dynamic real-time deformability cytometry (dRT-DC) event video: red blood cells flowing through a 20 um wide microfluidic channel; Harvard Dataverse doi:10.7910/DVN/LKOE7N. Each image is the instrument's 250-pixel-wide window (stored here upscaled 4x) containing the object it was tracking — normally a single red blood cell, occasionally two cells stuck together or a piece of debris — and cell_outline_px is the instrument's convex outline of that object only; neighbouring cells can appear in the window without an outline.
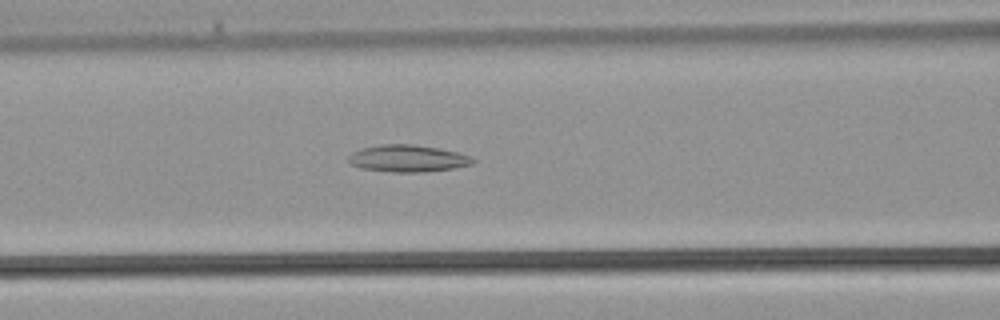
{"species": "common noctule bat (a hibernating species)", "species_latin": "Nyctalus noctula", "temperature_condition": "warm", "stored_images_in_passage": 28, "camera_frame_rate_fps": 3000, "um_per_image_px": 0.085, "animal": {"sex": "male", "body_mass_g": 21.5, "forearm_length_mm": 52.0}, "frame": {"image": 1, "passage_image": 10, "time_ms": 3.0, "image_size_px": [1000, 320], "cell_outline_px": [[476, 160], [472, 164], [452, 168], [424, 172], [392, 172], [360, 168], [348, 164], [348, 156], [352, 152], [364, 148], [380, 144], [412, 144], [440, 148], [472, 156]], "centroid_in_image_um": [34.64, 13.47], "position_along_channel_um": 132.0, "area_um2": 19.65}}
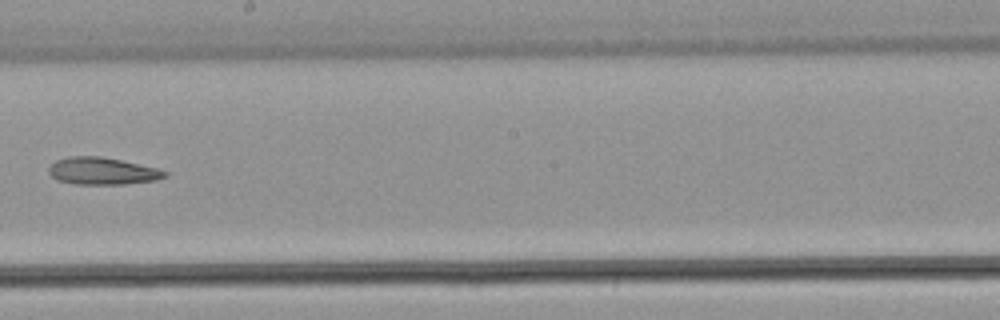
{"frame": {"image": 2, "passage_image": 16, "time_ms": 5.0, "image_size_px": [1000, 320], "cell_outline_px": [[168, 176], [156, 180], [124, 184], [72, 184], [56, 180], [48, 172], [48, 168], [56, 160], [68, 156], [100, 156], [120, 160], [156, 168], [168, 172]], "centroid_in_image_um": [8.67, 14.54], "position_along_channel_um": 239.5, "area_um2": 18.38}}
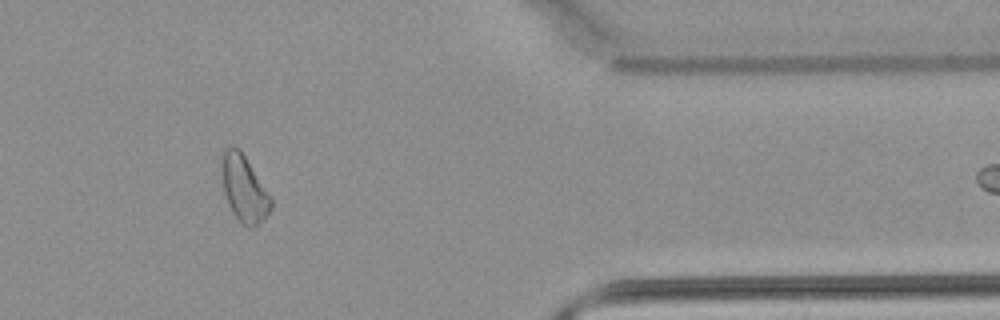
{"frame": {"image": 3, "passage_image": 26, "time_ms": 8.333, "image_size_px": [1000, 320], "cell_outline_px": [[272, 208], [264, 220], [260, 224], [248, 228], [232, 212], [228, 204], [224, 192], [220, 156], [220, 152], [224, 148], [232, 144], [240, 148], [272, 196]], "centroid_in_image_um": [20.75, 15.97], "position_along_channel_um": 390.7, "area_um2": 19.59}}